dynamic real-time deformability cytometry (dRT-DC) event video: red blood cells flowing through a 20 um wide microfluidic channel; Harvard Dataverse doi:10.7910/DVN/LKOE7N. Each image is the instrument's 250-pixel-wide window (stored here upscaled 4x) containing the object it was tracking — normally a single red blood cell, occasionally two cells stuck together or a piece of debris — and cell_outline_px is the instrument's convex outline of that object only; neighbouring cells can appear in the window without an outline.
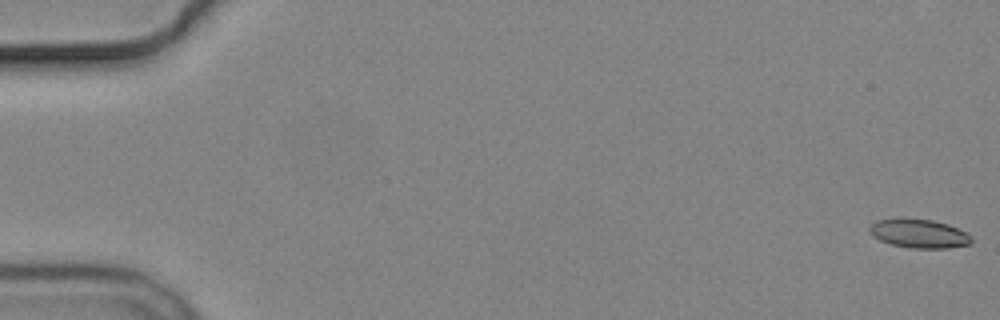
{"species": "common noctule bat (a hibernating species)", "species_latin": "Nyctalus noctula", "temperature_condition": "cold", "stored_images_in_passage": 4, "camera_frame_rate_fps": 3000, "um_per_image_px": 0.085, "animal": {"sex": "male", "body_mass_g": 19.2, "forearm_length_mm": 51.8}, "frame": {"image": 1, "passage_image": 1, "time_ms": 0.0, "image_size_px": [1000, 320], "cell_outline_px": [[972, 244], [948, 248], [912, 248], [892, 244], [880, 240], [872, 236], [868, 228], [876, 220], [932, 220], [948, 224], [972, 236]], "centroid_in_image_um": [78.15, 19.88], "position_along_channel_um": 6.8, "area_um2": 16.65}}